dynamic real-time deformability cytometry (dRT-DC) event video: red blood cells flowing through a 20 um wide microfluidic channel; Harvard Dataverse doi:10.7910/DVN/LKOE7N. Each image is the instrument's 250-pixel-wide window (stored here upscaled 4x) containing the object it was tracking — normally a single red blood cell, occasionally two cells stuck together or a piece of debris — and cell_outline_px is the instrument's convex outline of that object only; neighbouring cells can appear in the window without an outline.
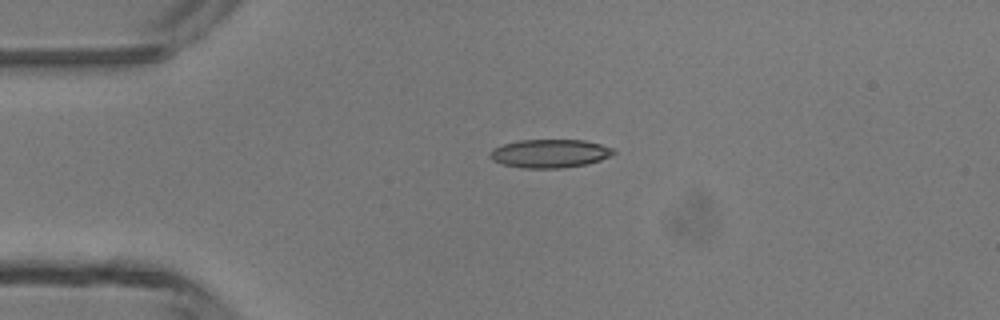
{"species": "common noctule bat (a hibernating species)", "species_latin": "Nyctalus noctula", "temperature_condition": "room temperature", "stored_images_in_passage": 4, "camera_frame_rate_fps": 3000, "um_per_image_px": 0.085, "animal": {"sex": "male", "body_mass_g": 13.3}, "frame": {"image": 1, "passage_image": 3, "time_ms": 2.667, "image_size_px": [1000, 320], "cell_outline_px": [[616, 152], [600, 160], [588, 164], [564, 168], [524, 168], [504, 164], [492, 160], [488, 156], [488, 152], [492, 148], [504, 144], [520, 140], [584, 140], [600, 144], [612, 148]], "centroid_in_image_um": [46.7, 13.05], "position_along_channel_um": 38.3, "area_um2": 20.46}}